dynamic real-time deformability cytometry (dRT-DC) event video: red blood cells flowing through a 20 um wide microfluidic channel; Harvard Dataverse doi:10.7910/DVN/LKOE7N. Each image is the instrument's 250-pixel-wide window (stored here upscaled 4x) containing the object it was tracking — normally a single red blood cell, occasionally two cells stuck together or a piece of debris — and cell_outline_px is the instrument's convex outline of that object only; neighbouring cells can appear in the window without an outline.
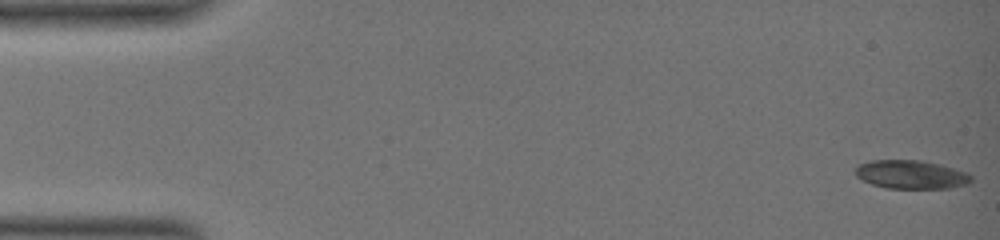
{"species": "common noctule bat (a hibernating species)", "species_latin": "Nyctalus noctula", "temperature_condition": "warm", "stored_images_in_passage": 57, "camera_frame_rate_fps": 3000, "um_per_image_px": 0.085, "animal": {"sex": "female", "body_mass_g": 19.0, "forearm_length_mm": 51.5}, "frame": {"image": 1, "passage_image": 1, "time_ms": 0.0, "image_size_px": [1000, 240], "cell_outline_px": [[972, 180], [968, 184], [948, 188], [884, 188], [872, 184], [856, 176], [852, 172], [860, 164], [872, 160], [920, 160], [940, 164], [968, 172], [972, 176]], "centroid_in_image_um": [77.45, 14.83], "position_along_channel_um": 7.5, "area_um2": 19.36}}
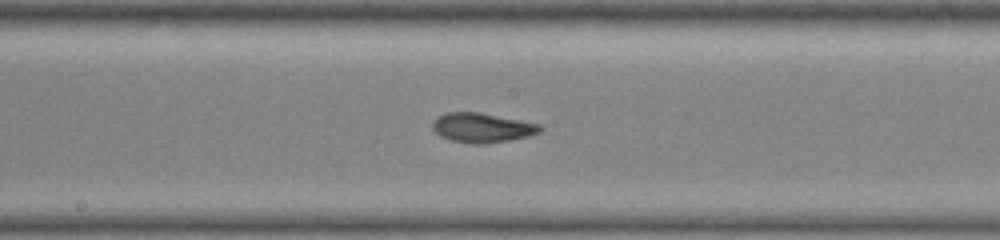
{"frame": {"image": 2, "passage_image": 32, "time_ms": 10.333, "image_size_px": [1000, 240], "cell_outline_px": [[544, 128], [540, 132], [528, 136], [488, 144], [472, 144], [452, 140], [440, 136], [432, 128], [432, 124], [440, 116], [448, 112], [480, 112], [540, 124]], "centroid_in_image_um": [41.01, 10.86], "position_along_channel_um": 207.2, "area_um2": 18.38}}
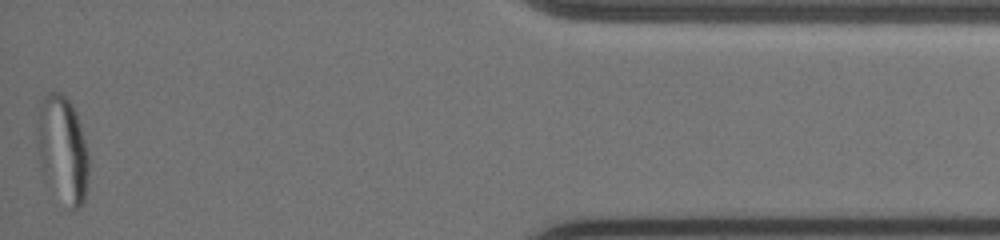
{"frame": {"image": 3, "passage_image": 57, "time_ms": 18.667, "image_size_px": [1000, 240], "cell_outline_px": [[88, 172], [84, 204], [80, 208], [72, 208], [44, 104], [44, 96], [48, 92], [56, 92], [64, 96], [72, 104], [76, 112], [80, 124], [88, 152]], "centroid_in_image_um": [5.85, 12.38], "position_along_channel_um": 429.4, "area_um2": 21.21}, "authors_computed_cell_mechanics": {"area_um2": 18.785, "velocity_mm_per_s": 3.3767, "shape_relaxation_time_tau1_ms": null, "shape_relaxation_time_tau2_ms": 1.8074, "deformation_change_tau1": null, "deformation_change_tau2": 0.0674}}